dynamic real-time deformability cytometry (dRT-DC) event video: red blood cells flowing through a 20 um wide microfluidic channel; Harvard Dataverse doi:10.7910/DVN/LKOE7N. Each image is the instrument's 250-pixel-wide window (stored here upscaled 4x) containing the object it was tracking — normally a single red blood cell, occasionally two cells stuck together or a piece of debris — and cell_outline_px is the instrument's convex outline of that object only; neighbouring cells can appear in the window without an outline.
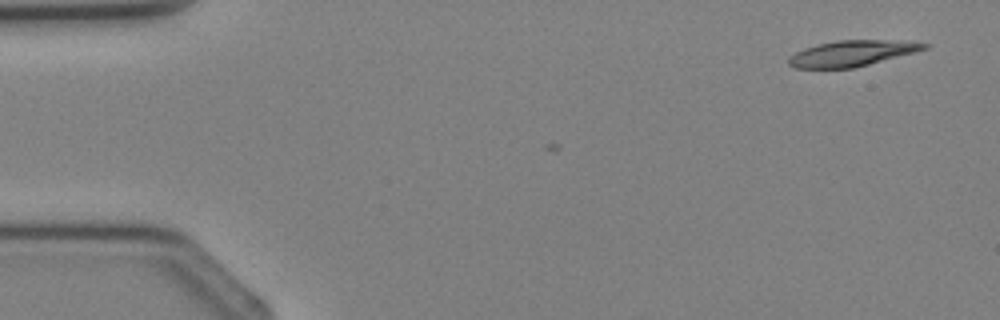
{"species": "Egyptian fruit bat (a non-hibernating species)", "species_latin": "Rousettus aegyptiacus", "temperature_condition": "cold", "stored_images_in_passage": 2, "camera_frame_rate_fps": 3000, "um_per_image_px": 0.085, "animal": {"sex": "female"}, "frame": {"image": 1, "passage_image": 2, "time_ms": 1.333, "image_size_px": [1000, 320], "cell_outline_px": [[932, 44], [928, 48], [916, 52], [852, 68], [796, 68], [788, 64], [788, 56], [804, 48], [816, 44], [836, 40], [908, 40]], "centroid_in_image_um": [72.45, 4.51], "position_along_channel_um": 12.5, "area_um2": 20.58}}